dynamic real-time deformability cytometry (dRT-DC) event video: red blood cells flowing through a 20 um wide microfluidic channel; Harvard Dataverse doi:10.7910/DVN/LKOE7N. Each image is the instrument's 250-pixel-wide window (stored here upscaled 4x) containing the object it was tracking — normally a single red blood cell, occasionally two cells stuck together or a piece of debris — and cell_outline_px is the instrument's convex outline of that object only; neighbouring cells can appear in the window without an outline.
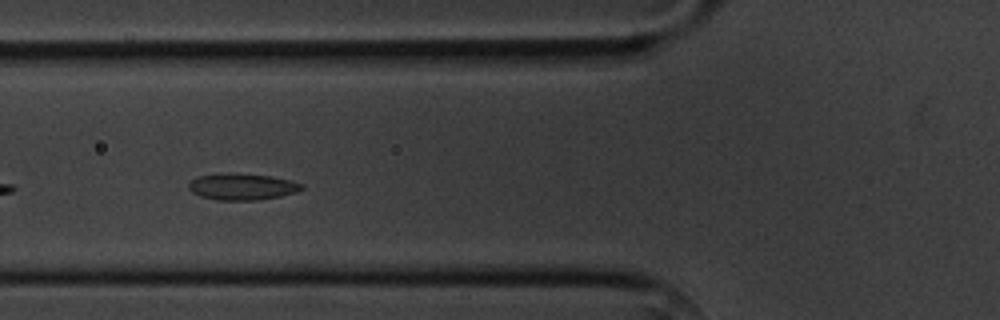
{"species": "common noctule bat (a hibernating species)", "species_latin": "Nyctalus noctula", "temperature_condition": "cold", "stored_images_in_passage": 12, "camera_frame_rate_fps": 3000, "um_per_image_px": 0.085, "animal": {"sex": "male", "body_mass_g": 20.1, "forearm_length_mm": 53.5}, "frame": {"image": 1, "passage_image": 3, "time_ms": 2.333, "image_size_px": [1000, 320], "cell_outline_px": [[304, 188], [296, 192], [280, 196], [260, 200], [216, 200], [200, 196], [192, 192], [188, 188], [188, 184], [196, 176], [228, 172], [236, 172], [272, 176], [292, 180], [304, 184]], "centroid_in_image_um": [20.59, 15.85], "position_along_channel_um": 105.2, "area_um2": 17.86}}
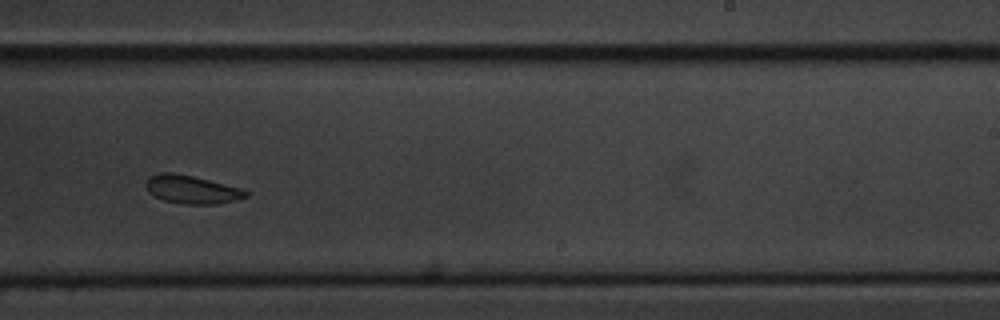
{"frame": {"image": 2, "passage_image": 7, "time_ms": 7.0, "image_size_px": [1000, 320], "cell_outline_px": [[248, 196], [236, 200], [216, 204], [180, 204], [164, 200], [148, 192], [144, 184], [148, 176], [160, 172], [172, 172], [192, 176], [240, 188], [248, 192]], "centroid_in_image_um": [16.25, 16.1], "position_along_channel_um": 272.8, "area_um2": 16.42}}
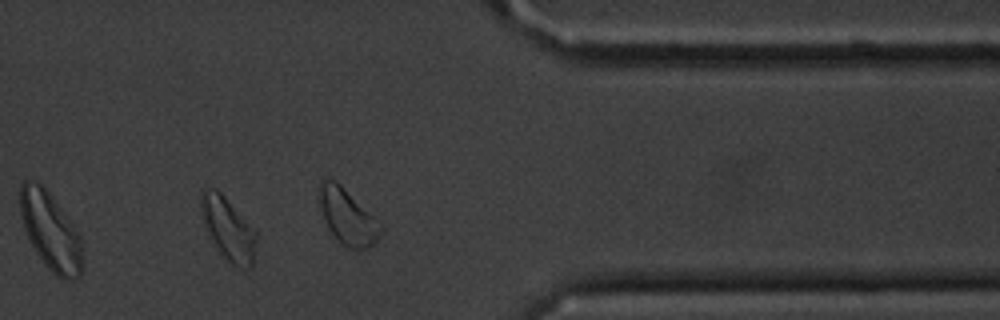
{"frame": {"image": 3, "passage_image": 10, "time_ms": 10.333, "image_size_px": [1000, 320], "cell_outline_px": [[256, 236], [252, 264], [248, 268], [228, 264], [220, 256], [212, 244], [200, 212], [200, 200], [204, 188], [216, 188], [224, 196], [256, 232]], "centroid_in_image_um": [19.33, 19.47], "position_along_channel_um": 392.1, "area_um2": 20.11}, "authors_computed_cell_mechanics": {"area_um2": 17.5134, "velocity_mm_per_s": 3.5959, "shape_relaxation_time_tau1_ms": 2.6198, "shape_relaxation_time_tau2_ms": null, "deformation_change_tau1": 0.0461, "deformation_change_tau2": null}}